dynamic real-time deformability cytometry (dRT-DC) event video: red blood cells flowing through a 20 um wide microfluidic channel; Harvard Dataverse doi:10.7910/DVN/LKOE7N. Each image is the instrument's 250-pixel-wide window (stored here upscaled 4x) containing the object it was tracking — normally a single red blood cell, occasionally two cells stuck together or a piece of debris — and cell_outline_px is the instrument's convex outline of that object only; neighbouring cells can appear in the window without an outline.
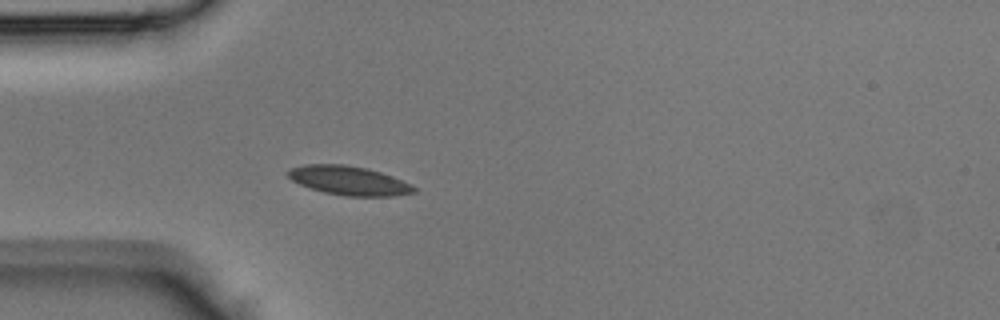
{"species": "Egyptian fruit bat (a non-hibernating species)", "species_latin": "Rousettus aegyptiacus", "temperature_condition": "room temperature", "stored_images_in_passage": 26, "camera_frame_rate_fps": 3000, "um_per_image_px": 0.085, "animal": {"sex": "male"}, "frame": {"image": 1, "passage_image": 4, "time_ms": 1.0, "image_size_px": [1000, 320], "cell_outline_px": [[416, 192], [392, 196], [344, 196], [324, 192], [300, 184], [292, 180], [284, 172], [288, 168], [304, 164], [344, 164], [368, 168], [392, 176], [416, 188]], "centroid_in_image_um": [29.59, 15.33], "position_along_channel_um": 55.4, "area_um2": 21.27}}
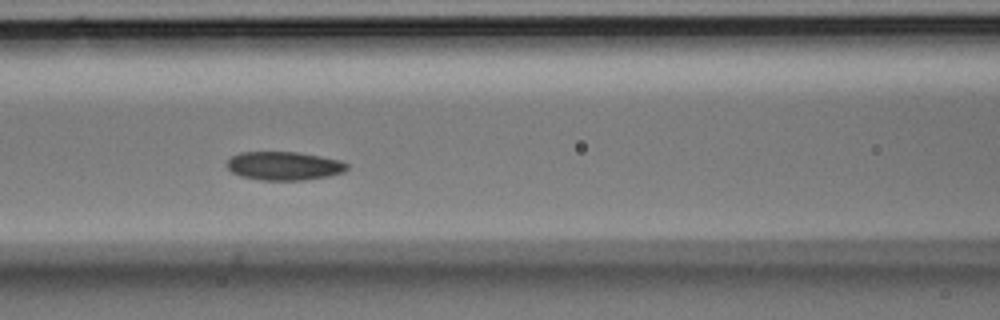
{"frame": {"image": 2, "passage_image": 10, "time_ms": 3.0, "image_size_px": [1000, 320], "cell_outline_px": [[348, 168], [344, 172], [328, 176], [304, 180], [260, 180], [240, 176], [232, 172], [228, 168], [228, 160], [232, 156], [240, 152], [300, 152], [340, 160], [348, 164]], "centroid_in_image_um": [24.16, 14.1], "position_along_channel_um": 142.4, "area_um2": 20.0}}
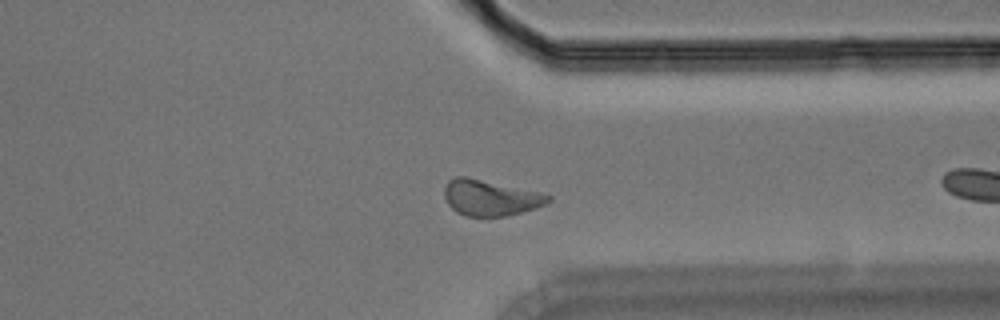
{"frame": {"image": 3, "passage_image": 22, "time_ms": 7.0, "image_size_px": [1000, 320], "cell_outline_px": [[552, 200], [536, 208], [504, 216], [464, 216], [456, 212], [448, 204], [444, 196], [444, 188], [448, 180], [452, 176], [464, 176], [540, 192], [552, 196]], "centroid_in_image_um": [41.65, 16.8], "position_along_channel_um": 369.8, "area_um2": 21.62}}